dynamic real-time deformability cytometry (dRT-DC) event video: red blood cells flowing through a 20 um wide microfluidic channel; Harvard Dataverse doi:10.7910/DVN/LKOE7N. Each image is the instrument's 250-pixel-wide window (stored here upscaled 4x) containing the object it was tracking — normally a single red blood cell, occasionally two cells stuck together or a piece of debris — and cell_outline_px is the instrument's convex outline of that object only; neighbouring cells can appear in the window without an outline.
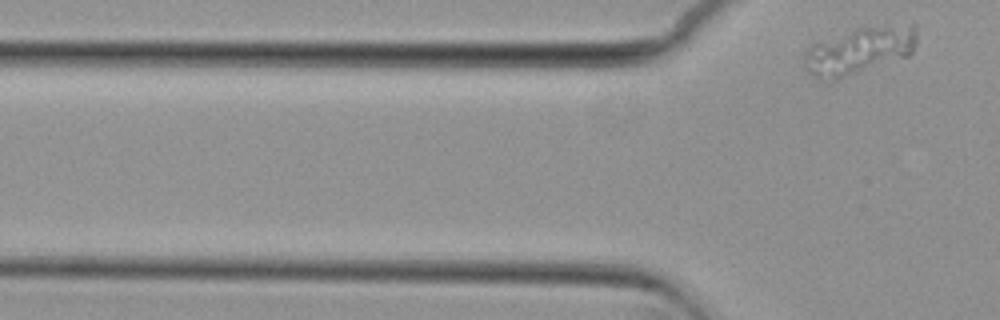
{"species": "common noctule bat (a hibernating species)", "species_latin": "Nyctalus noctula", "temperature_condition": "cold", "stored_images_in_passage": 2, "camera_frame_rate_fps": 3000, "um_per_image_px": 0.085, "animal": {"sex": "female", "body_mass_g": 29.2, "forearm_length_mm": 56.3}, "frame": {"image": 1, "passage_image": 2, "time_ms": 0.333, "image_size_px": [1000, 320], "cell_outline_px": [[916, 44], [912, 52], [908, 56], [840, 80], [820, 80], [812, 76], [804, 68], [804, 52], [812, 44], [860, 28], [912, 24], [916, 24]], "centroid_in_image_um": [73.03, 4.35], "position_along_channel_um": 52.8, "area_um2": 30.87}}